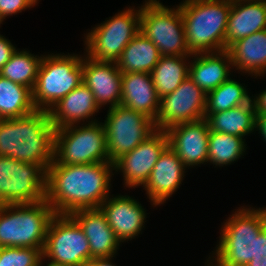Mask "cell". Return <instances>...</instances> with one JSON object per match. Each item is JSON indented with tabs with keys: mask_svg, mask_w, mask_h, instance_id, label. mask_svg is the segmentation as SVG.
Returning a JSON list of instances; mask_svg holds the SVG:
<instances>
[{
	"mask_svg": "<svg viewBox=\"0 0 266 266\" xmlns=\"http://www.w3.org/2000/svg\"><path fill=\"white\" fill-rule=\"evenodd\" d=\"M43 248L1 247L0 266H43Z\"/></svg>",
	"mask_w": 266,
	"mask_h": 266,
	"instance_id": "obj_32",
	"label": "cell"
},
{
	"mask_svg": "<svg viewBox=\"0 0 266 266\" xmlns=\"http://www.w3.org/2000/svg\"><path fill=\"white\" fill-rule=\"evenodd\" d=\"M206 93L189 76L172 93L159 101L154 125L158 130L205 118Z\"/></svg>",
	"mask_w": 266,
	"mask_h": 266,
	"instance_id": "obj_13",
	"label": "cell"
},
{
	"mask_svg": "<svg viewBox=\"0 0 266 266\" xmlns=\"http://www.w3.org/2000/svg\"><path fill=\"white\" fill-rule=\"evenodd\" d=\"M113 170L112 162L63 165L53 160L47 170L45 200L55 214L99 208L110 196Z\"/></svg>",
	"mask_w": 266,
	"mask_h": 266,
	"instance_id": "obj_1",
	"label": "cell"
},
{
	"mask_svg": "<svg viewBox=\"0 0 266 266\" xmlns=\"http://www.w3.org/2000/svg\"><path fill=\"white\" fill-rule=\"evenodd\" d=\"M54 215L46 200L0 205V248H44L47 228Z\"/></svg>",
	"mask_w": 266,
	"mask_h": 266,
	"instance_id": "obj_5",
	"label": "cell"
},
{
	"mask_svg": "<svg viewBox=\"0 0 266 266\" xmlns=\"http://www.w3.org/2000/svg\"><path fill=\"white\" fill-rule=\"evenodd\" d=\"M55 129L54 161L63 165L109 162L103 123L92 122Z\"/></svg>",
	"mask_w": 266,
	"mask_h": 266,
	"instance_id": "obj_7",
	"label": "cell"
},
{
	"mask_svg": "<svg viewBox=\"0 0 266 266\" xmlns=\"http://www.w3.org/2000/svg\"><path fill=\"white\" fill-rule=\"evenodd\" d=\"M39 0H0V16L4 20L7 16H12L35 6Z\"/></svg>",
	"mask_w": 266,
	"mask_h": 266,
	"instance_id": "obj_33",
	"label": "cell"
},
{
	"mask_svg": "<svg viewBox=\"0 0 266 266\" xmlns=\"http://www.w3.org/2000/svg\"><path fill=\"white\" fill-rule=\"evenodd\" d=\"M160 98L151 74L141 72L122 73L121 105L155 120Z\"/></svg>",
	"mask_w": 266,
	"mask_h": 266,
	"instance_id": "obj_21",
	"label": "cell"
},
{
	"mask_svg": "<svg viewBox=\"0 0 266 266\" xmlns=\"http://www.w3.org/2000/svg\"><path fill=\"white\" fill-rule=\"evenodd\" d=\"M100 107L94 99L91 90L82 82L68 95L63 97L50 110V119L55 127L59 129L69 125L80 124L81 121L88 123L96 122V119L90 118L97 112ZM89 119V121H87Z\"/></svg>",
	"mask_w": 266,
	"mask_h": 266,
	"instance_id": "obj_20",
	"label": "cell"
},
{
	"mask_svg": "<svg viewBox=\"0 0 266 266\" xmlns=\"http://www.w3.org/2000/svg\"><path fill=\"white\" fill-rule=\"evenodd\" d=\"M188 56H161L150 73L158 97L172 93L189 76ZM187 64V65H186Z\"/></svg>",
	"mask_w": 266,
	"mask_h": 266,
	"instance_id": "obj_27",
	"label": "cell"
},
{
	"mask_svg": "<svg viewBox=\"0 0 266 266\" xmlns=\"http://www.w3.org/2000/svg\"><path fill=\"white\" fill-rule=\"evenodd\" d=\"M264 29H266V2H232L225 33V50L234 42Z\"/></svg>",
	"mask_w": 266,
	"mask_h": 266,
	"instance_id": "obj_23",
	"label": "cell"
},
{
	"mask_svg": "<svg viewBox=\"0 0 266 266\" xmlns=\"http://www.w3.org/2000/svg\"><path fill=\"white\" fill-rule=\"evenodd\" d=\"M246 148L245 139L239 136L210 131L208 162L219 167L229 165L243 156Z\"/></svg>",
	"mask_w": 266,
	"mask_h": 266,
	"instance_id": "obj_31",
	"label": "cell"
},
{
	"mask_svg": "<svg viewBox=\"0 0 266 266\" xmlns=\"http://www.w3.org/2000/svg\"><path fill=\"white\" fill-rule=\"evenodd\" d=\"M230 2H236V1H249V2H266V0H228Z\"/></svg>",
	"mask_w": 266,
	"mask_h": 266,
	"instance_id": "obj_39",
	"label": "cell"
},
{
	"mask_svg": "<svg viewBox=\"0 0 266 266\" xmlns=\"http://www.w3.org/2000/svg\"><path fill=\"white\" fill-rule=\"evenodd\" d=\"M140 32L157 46L161 56L192 55L179 6L168 8L159 0H145L141 5Z\"/></svg>",
	"mask_w": 266,
	"mask_h": 266,
	"instance_id": "obj_8",
	"label": "cell"
},
{
	"mask_svg": "<svg viewBox=\"0 0 266 266\" xmlns=\"http://www.w3.org/2000/svg\"><path fill=\"white\" fill-rule=\"evenodd\" d=\"M246 87L230 77L211 90L206 94L205 116L247 104L252 97L248 95Z\"/></svg>",
	"mask_w": 266,
	"mask_h": 266,
	"instance_id": "obj_30",
	"label": "cell"
},
{
	"mask_svg": "<svg viewBox=\"0 0 266 266\" xmlns=\"http://www.w3.org/2000/svg\"><path fill=\"white\" fill-rule=\"evenodd\" d=\"M54 134L49 111L36 109L26 116L0 119V156L48 170L54 159Z\"/></svg>",
	"mask_w": 266,
	"mask_h": 266,
	"instance_id": "obj_2",
	"label": "cell"
},
{
	"mask_svg": "<svg viewBox=\"0 0 266 266\" xmlns=\"http://www.w3.org/2000/svg\"><path fill=\"white\" fill-rule=\"evenodd\" d=\"M4 20L2 19V17L0 16V24L3 22Z\"/></svg>",
	"mask_w": 266,
	"mask_h": 266,
	"instance_id": "obj_40",
	"label": "cell"
},
{
	"mask_svg": "<svg viewBox=\"0 0 266 266\" xmlns=\"http://www.w3.org/2000/svg\"><path fill=\"white\" fill-rule=\"evenodd\" d=\"M69 215L79 224L88 239L90 259L115 257L121 242L100 208L78 209Z\"/></svg>",
	"mask_w": 266,
	"mask_h": 266,
	"instance_id": "obj_19",
	"label": "cell"
},
{
	"mask_svg": "<svg viewBox=\"0 0 266 266\" xmlns=\"http://www.w3.org/2000/svg\"><path fill=\"white\" fill-rule=\"evenodd\" d=\"M246 266H266V227L255 239L254 259Z\"/></svg>",
	"mask_w": 266,
	"mask_h": 266,
	"instance_id": "obj_34",
	"label": "cell"
},
{
	"mask_svg": "<svg viewBox=\"0 0 266 266\" xmlns=\"http://www.w3.org/2000/svg\"><path fill=\"white\" fill-rule=\"evenodd\" d=\"M82 55H43L32 90L36 109L49 111L82 83Z\"/></svg>",
	"mask_w": 266,
	"mask_h": 266,
	"instance_id": "obj_6",
	"label": "cell"
},
{
	"mask_svg": "<svg viewBox=\"0 0 266 266\" xmlns=\"http://www.w3.org/2000/svg\"><path fill=\"white\" fill-rule=\"evenodd\" d=\"M230 216L221 227L215 260H207V266H246L254 259L255 239L266 227V207L243 206Z\"/></svg>",
	"mask_w": 266,
	"mask_h": 266,
	"instance_id": "obj_4",
	"label": "cell"
},
{
	"mask_svg": "<svg viewBox=\"0 0 266 266\" xmlns=\"http://www.w3.org/2000/svg\"><path fill=\"white\" fill-rule=\"evenodd\" d=\"M210 131L244 138L255 130L256 114L252 99L244 105L205 116Z\"/></svg>",
	"mask_w": 266,
	"mask_h": 266,
	"instance_id": "obj_25",
	"label": "cell"
},
{
	"mask_svg": "<svg viewBox=\"0 0 266 266\" xmlns=\"http://www.w3.org/2000/svg\"><path fill=\"white\" fill-rule=\"evenodd\" d=\"M169 147L186 168L208 163L209 125L206 119L181 123L165 130Z\"/></svg>",
	"mask_w": 266,
	"mask_h": 266,
	"instance_id": "obj_15",
	"label": "cell"
},
{
	"mask_svg": "<svg viewBox=\"0 0 266 266\" xmlns=\"http://www.w3.org/2000/svg\"><path fill=\"white\" fill-rule=\"evenodd\" d=\"M113 257L92 258L84 266H117L111 262Z\"/></svg>",
	"mask_w": 266,
	"mask_h": 266,
	"instance_id": "obj_38",
	"label": "cell"
},
{
	"mask_svg": "<svg viewBox=\"0 0 266 266\" xmlns=\"http://www.w3.org/2000/svg\"><path fill=\"white\" fill-rule=\"evenodd\" d=\"M140 9L120 11L85 36L87 56L96 61L116 62L128 43L140 32Z\"/></svg>",
	"mask_w": 266,
	"mask_h": 266,
	"instance_id": "obj_9",
	"label": "cell"
},
{
	"mask_svg": "<svg viewBox=\"0 0 266 266\" xmlns=\"http://www.w3.org/2000/svg\"><path fill=\"white\" fill-rule=\"evenodd\" d=\"M256 131L259 130V133H261V137H263L262 140L266 142V114L256 115V125H255Z\"/></svg>",
	"mask_w": 266,
	"mask_h": 266,
	"instance_id": "obj_37",
	"label": "cell"
},
{
	"mask_svg": "<svg viewBox=\"0 0 266 266\" xmlns=\"http://www.w3.org/2000/svg\"><path fill=\"white\" fill-rule=\"evenodd\" d=\"M29 52L15 50L9 61L1 68L0 76L33 90L43 55L39 57Z\"/></svg>",
	"mask_w": 266,
	"mask_h": 266,
	"instance_id": "obj_29",
	"label": "cell"
},
{
	"mask_svg": "<svg viewBox=\"0 0 266 266\" xmlns=\"http://www.w3.org/2000/svg\"><path fill=\"white\" fill-rule=\"evenodd\" d=\"M35 110L30 88L0 76V119L26 116Z\"/></svg>",
	"mask_w": 266,
	"mask_h": 266,
	"instance_id": "obj_28",
	"label": "cell"
},
{
	"mask_svg": "<svg viewBox=\"0 0 266 266\" xmlns=\"http://www.w3.org/2000/svg\"><path fill=\"white\" fill-rule=\"evenodd\" d=\"M258 96L252 98L254 107H255V114L261 115L266 114V89L263 90Z\"/></svg>",
	"mask_w": 266,
	"mask_h": 266,
	"instance_id": "obj_36",
	"label": "cell"
},
{
	"mask_svg": "<svg viewBox=\"0 0 266 266\" xmlns=\"http://www.w3.org/2000/svg\"><path fill=\"white\" fill-rule=\"evenodd\" d=\"M16 47L0 34V70L9 61Z\"/></svg>",
	"mask_w": 266,
	"mask_h": 266,
	"instance_id": "obj_35",
	"label": "cell"
},
{
	"mask_svg": "<svg viewBox=\"0 0 266 266\" xmlns=\"http://www.w3.org/2000/svg\"><path fill=\"white\" fill-rule=\"evenodd\" d=\"M227 51L232 67L251 76L266 73V29L234 42Z\"/></svg>",
	"mask_w": 266,
	"mask_h": 266,
	"instance_id": "obj_24",
	"label": "cell"
},
{
	"mask_svg": "<svg viewBox=\"0 0 266 266\" xmlns=\"http://www.w3.org/2000/svg\"><path fill=\"white\" fill-rule=\"evenodd\" d=\"M232 2L228 0H183L186 44L192 54L225 50V33Z\"/></svg>",
	"mask_w": 266,
	"mask_h": 266,
	"instance_id": "obj_3",
	"label": "cell"
},
{
	"mask_svg": "<svg viewBox=\"0 0 266 266\" xmlns=\"http://www.w3.org/2000/svg\"><path fill=\"white\" fill-rule=\"evenodd\" d=\"M105 119L108 158L112 163L157 130L152 119L121 104L108 109Z\"/></svg>",
	"mask_w": 266,
	"mask_h": 266,
	"instance_id": "obj_12",
	"label": "cell"
},
{
	"mask_svg": "<svg viewBox=\"0 0 266 266\" xmlns=\"http://www.w3.org/2000/svg\"><path fill=\"white\" fill-rule=\"evenodd\" d=\"M194 57V58H193ZM189 64V78L204 93L216 89L230 78L232 62L227 50L192 54Z\"/></svg>",
	"mask_w": 266,
	"mask_h": 266,
	"instance_id": "obj_22",
	"label": "cell"
},
{
	"mask_svg": "<svg viewBox=\"0 0 266 266\" xmlns=\"http://www.w3.org/2000/svg\"><path fill=\"white\" fill-rule=\"evenodd\" d=\"M50 266H84L90 260L88 239L69 214H55L48 225L42 251Z\"/></svg>",
	"mask_w": 266,
	"mask_h": 266,
	"instance_id": "obj_11",
	"label": "cell"
},
{
	"mask_svg": "<svg viewBox=\"0 0 266 266\" xmlns=\"http://www.w3.org/2000/svg\"><path fill=\"white\" fill-rule=\"evenodd\" d=\"M109 196L100 209L120 242L132 240L144 228L147 213L143 206L128 195Z\"/></svg>",
	"mask_w": 266,
	"mask_h": 266,
	"instance_id": "obj_17",
	"label": "cell"
},
{
	"mask_svg": "<svg viewBox=\"0 0 266 266\" xmlns=\"http://www.w3.org/2000/svg\"><path fill=\"white\" fill-rule=\"evenodd\" d=\"M82 82L91 90L101 108L121 104L122 72L116 62L96 61L87 55L82 58Z\"/></svg>",
	"mask_w": 266,
	"mask_h": 266,
	"instance_id": "obj_16",
	"label": "cell"
},
{
	"mask_svg": "<svg viewBox=\"0 0 266 266\" xmlns=\"http://www.w3.org/2000/svg\"><path fill=\"white\" fill-rule=\"evenodd\" d=\"M157 46L143 33L139 32L124 48L116 61L122 73L141 72L150 74L160 60Z\"/></svg>",
	"mask_w": 266,
	"mask_h": 266,
	"instance_id": "obj_26",
	"label": "cell"
},
{
	"mask_svg": "<svg viewBox=\"0 0 266 266\" xmlns=\"http://www.w3.org/2000/svg\"><path fill=\"white\" fill-rule=\"evenodd\" d=\"M168 146L166 131L156 130L132 151L114 162L115 172L123 173L124 185L128 188L145 185L160 154Z\"/></svg>",
	"mask_w": 266,
	"mask_h": 266,
	"instance_id": "obj_14",
	"label": "cell"
},
{
	"mask_svg": "<svg viewBox=\"0 0 266 266\" xmlns=\"http://www.w3.org/2000/svg\"><path fill=\"white\" fill-rule=\"evenodd\" d=\"M47 170L40 164L0 156V205L44 201Z\"/></svg>",
	"mask_w": 266,
	"mask_h": 266,
	"instance_id": "obj_10",
	"label": "cell"
},
{
	"mask_svg": "<svg viewBox=\"0 0 266 266\" xmlns=\"http://www.w3.org/2000/svg\"><path fill=\"white\" fill-rule=\"evenodd\" d=\"M186 167L169 147L160 154L158 161L153 167L148 181L143 186L152 205H161L177 191Z\"/></svg>",
	"mask_w": 266,
	"mask_h": 266,
	"instance_id": "obj_18",
	"label": "cell"
}]
</instances>
